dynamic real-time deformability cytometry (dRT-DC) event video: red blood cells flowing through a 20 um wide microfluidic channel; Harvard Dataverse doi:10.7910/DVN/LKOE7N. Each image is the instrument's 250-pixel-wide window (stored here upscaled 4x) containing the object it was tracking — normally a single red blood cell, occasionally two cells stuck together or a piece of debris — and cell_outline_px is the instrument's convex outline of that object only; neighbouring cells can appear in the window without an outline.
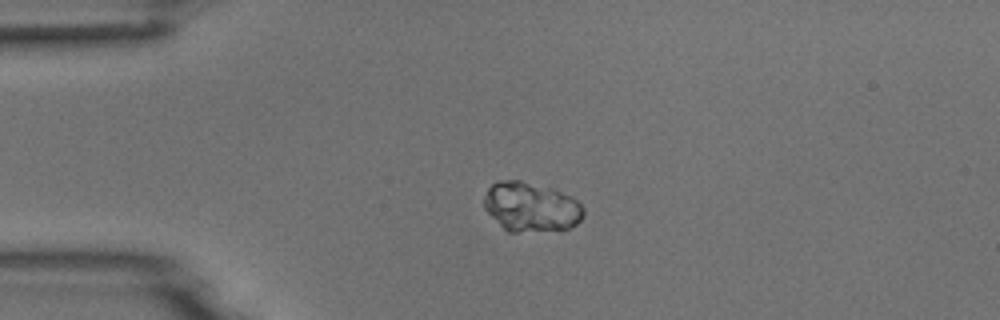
{"species": "common noctule bat (a hibernating species)", "species_latin": "Nyctalus noctula", "temperature_condition": "room temperature", "stored_images_in_passage": 6, "camera_frame_rate_fps": 3000, "um_per_image_px": 0.085, "animal": {"sex": "male", "body_mass_g": 18.8}, "frame": {"image": 1, "passage_image": 4, "time_ms": 4.0, "image_size_px": [1000, 320], "cell_outline_px": [[584, 216], [576, 224], [568, 228], [516, 232], [508, 232], [484, 208], [484, 196], [488, 188], [492, 184], [500, 180], [520, 180], [548, 188], [568, 196], [576, 200], [584, 208]], "centroid_in_image_um": [45.11, 17.59], "position_along_channel_um": 39.9, "area_um2": 28.09}}